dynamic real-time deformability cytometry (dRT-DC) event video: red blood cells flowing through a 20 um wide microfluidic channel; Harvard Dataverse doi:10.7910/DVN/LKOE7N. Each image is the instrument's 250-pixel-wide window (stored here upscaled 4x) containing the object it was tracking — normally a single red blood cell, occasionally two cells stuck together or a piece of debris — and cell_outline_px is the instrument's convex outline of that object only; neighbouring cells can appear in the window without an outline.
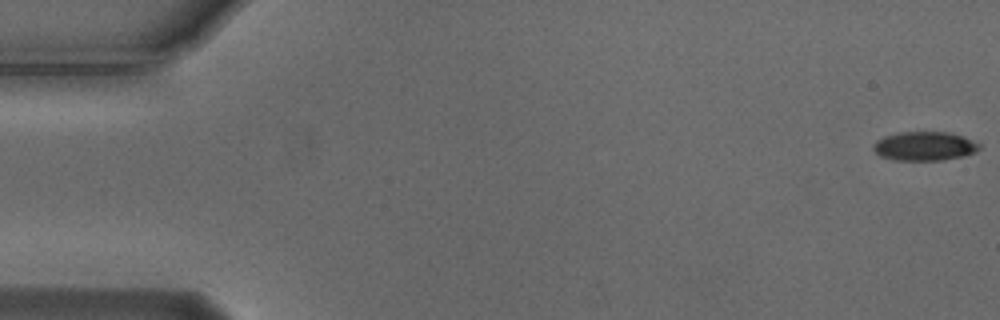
{"species": "Egyptian fruit bat (a non-hibernating species)", "species_latin": "Rousettus aegyptiacus", "temperature_condition": "cold", "stored_images_in_passage": 54, "camera_frame_rate_fps": 3000, "um_per_image_px": 0.085, "animal": {"sex": "male"}, "frame": {"image": 1, "passage_image": 1, "time_ms": 0.0, "image_size_px": [1000, 320], "cell_outline_px": [[980, 148], [976, 152], [944, 160], [896, 160], [880, 156], [872, 148], [876, 140], [884, 136], [900, 132], [944, 132], [960, 136], [980, 144]], "centroid_in_image_um": [78.54, 12.42], "position_along_channel_um": 6.5, "area_um2": 17.63}}
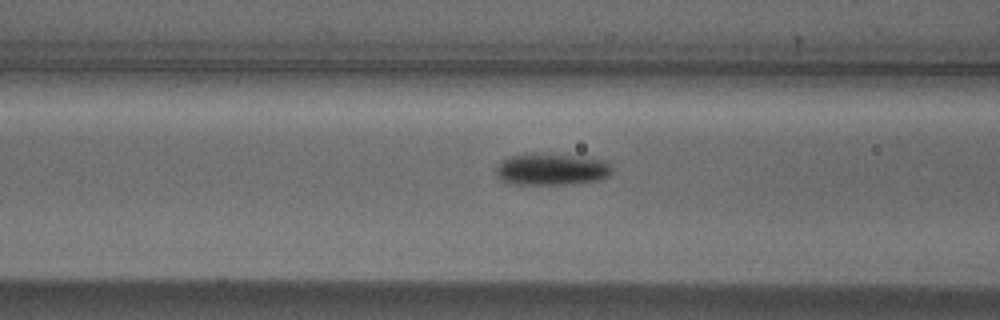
{"frame": {"image": 2, "passage_image": 22, "time_ms": 7.0, "image_size_px": [1000, 320], "cell_outline_px": [[612, 172], [608, 176], [600, 180], [568, 184], [508, 184], [500, 180], [496, 176], [496, 168], [508, 156], [524, 152], [556, 152], [584, 156], [608, 160], [612, 164]], "centroid_in_image_um": [46.91, 14.34], "position_along_channel_um": 119.7, "area_um2": 22.6}}
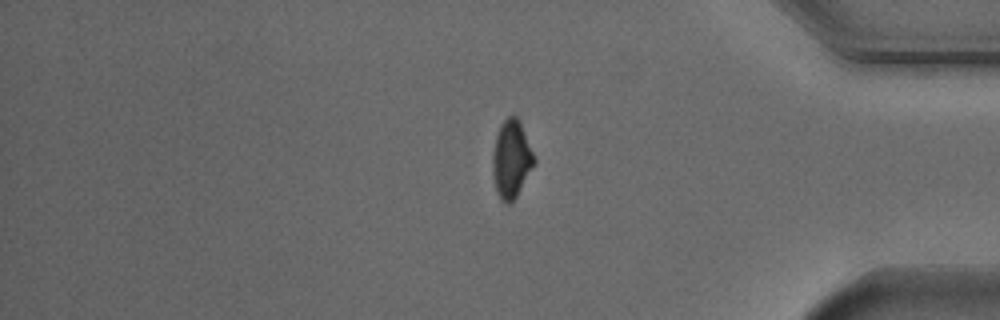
{"frame": {"image": 3, "passage_image": 46, "time_ms": 15.0, "image_size_px": [1000, 320], "cell_outline_px": [[536, 164], [516, 196], [508, 204], [504, 204], [500, 200], [496, 192], [492, 172], [492, 156], [496, 136], [500, 124], [508, 116], [516, 116], [520, 124], [536, 160]], "centroid_in_image_um": [43.45, 13.57], "position_along_channel_um": 391.8, "area_um2": 18.73}}